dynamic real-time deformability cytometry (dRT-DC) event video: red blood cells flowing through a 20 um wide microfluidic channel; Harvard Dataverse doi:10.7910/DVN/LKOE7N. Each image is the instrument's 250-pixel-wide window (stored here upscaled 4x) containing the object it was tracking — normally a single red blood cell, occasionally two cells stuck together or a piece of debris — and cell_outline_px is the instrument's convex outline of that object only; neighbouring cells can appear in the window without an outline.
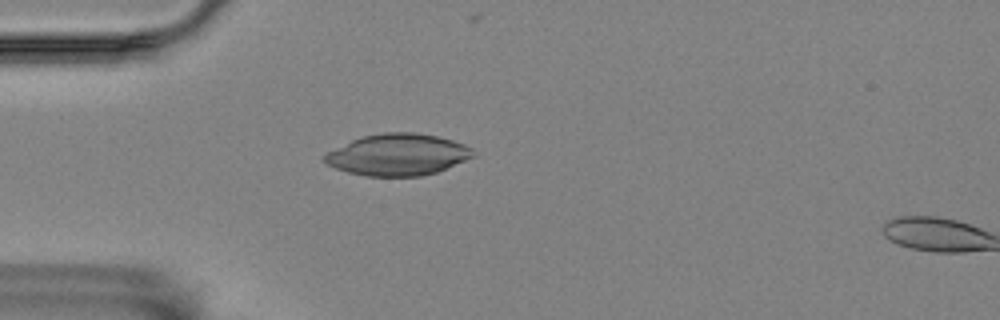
{"species": "Egyptian fruit bat (a non-hibernating species)", "species_latin": "Rousettus aegyptiacus", "temperature_condition": "room temperature", "stored_images_in_passage": 18, "camera_frame_rate_fps": 3000, "um_per_image_px": 0.085, "animal": {"sex": "female"}, "frame": {"image": 1, "passage_image": 16, "time_ms": 5.0, "image_size_px": [1000, 320], "cell_outline_px": [[476, 156], [436, 172], [420, 176], [368, 176], [348, 172], [336, 168], [328, 164], [320, 156], [352, 140], [364, 136], [384, 132], [412, 132], [436, 136], [452, 140], [464, 144], [472, 148]], "centroid_in_image_um": [33.82, 13.15], "position_along_channel_um": 51.2, "area_um2": 35.78}}